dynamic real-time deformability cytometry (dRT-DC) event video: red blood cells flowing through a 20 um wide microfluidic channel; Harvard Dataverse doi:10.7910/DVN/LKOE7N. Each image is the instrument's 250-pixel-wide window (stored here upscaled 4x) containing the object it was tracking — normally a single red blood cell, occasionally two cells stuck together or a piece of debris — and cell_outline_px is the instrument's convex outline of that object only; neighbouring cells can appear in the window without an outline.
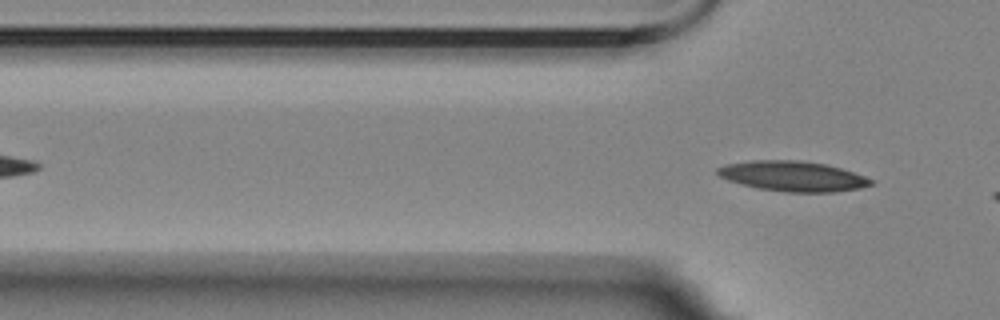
{"species": "Egyptian fruit bat (a non-hibernating species)", "species_latin": "Rousettus aegyptiacus", "temperature_condition": "room temperature", "stored_images_in_passage": 5, "segment_of_instrument_passage": [2, 2], "camera_frame_rate_fps": 3000, "um_per_image_px": 0.085, "animal": {"sex": "female"}, "frame": {"image": 1, "passage_image": 5, "time_ms": 4.333, "image_size_px": [1000, 320], "cell_outline_px": [[872, 184], [860, 188], [836, 192], [784, 192], [756, 188], [728, 180], [720, 176], [716, 172], [716, 168], [728, 164], [752, 160], [800, 160], [824, 164], [840, 168], [864, 176], [872, 180]], "centroid_in_image_um": [67.37, 14.98], "position_along_channel_um": 58.4, "area_um2": 26.82}}